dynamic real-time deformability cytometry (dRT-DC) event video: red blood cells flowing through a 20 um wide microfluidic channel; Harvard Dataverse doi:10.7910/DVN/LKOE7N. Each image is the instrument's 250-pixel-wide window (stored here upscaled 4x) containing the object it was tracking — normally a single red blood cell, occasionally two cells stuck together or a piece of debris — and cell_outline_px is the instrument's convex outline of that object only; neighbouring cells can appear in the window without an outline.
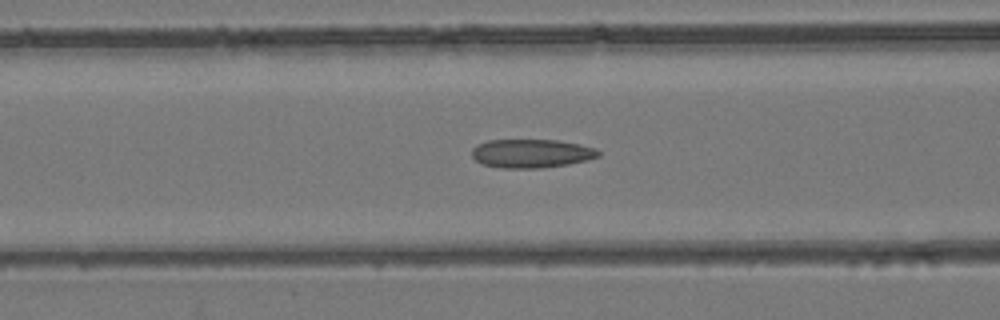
{"species": "common noctule bat (a hibernating species)", "species_latin": "Nyctalus noctula", "temperature_condition": "room temperature", "stored_images_in_passage": 52, "camera_frame_rate_fps": 3000, "um_per_image_px": 0.085, "animal": {"sex": "female", "body_mass_g": 24.6, "forearm_length_mm": 56.2}, "frame": {"image": 1, "passage_image": 21, "time_ms": 6.667, "image_size_px": [1000, 320], "cell_outline_px": [[600, 156], [588, 160], [568, 164], [540, 168], [504, 168], [484, 164], [476, 160], [472, 156], [472, 148], [476, 144], [488, 140], [556, 140], [596, 148], [600, 152]], "centroid_in_image_um": [45.16, 13.04], "position_along_channel_um": 121.4, "area_um2": 21.04}}
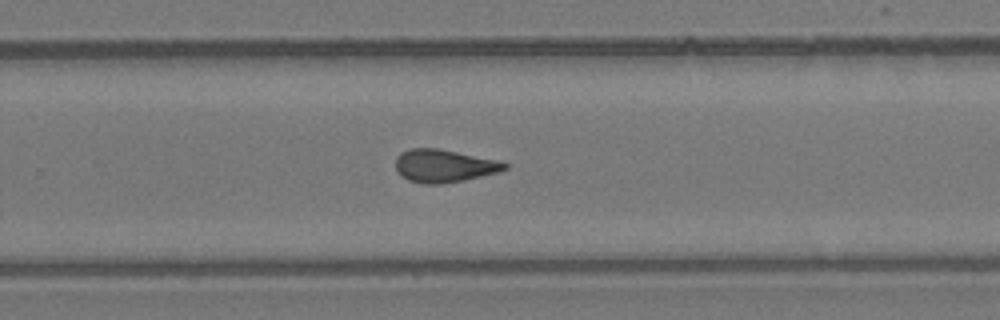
{"frame": {"image": 2, "passage_image": 34, "time_ms": 11.0, "image_size_px": [1000, 320], "cell_outline_px": [[508, 168], [500, 172], [464, 180], [440, 184], [424, 184], [408, 180], [396, 168], [396, 156], [400, 152], [408, 148], [436, 148], [500, 160], [508, 164]], "centroid_in_image_um": [37.77, 14.09], "position_along_channel_um": 292.0, "area_um2": 20.92}}
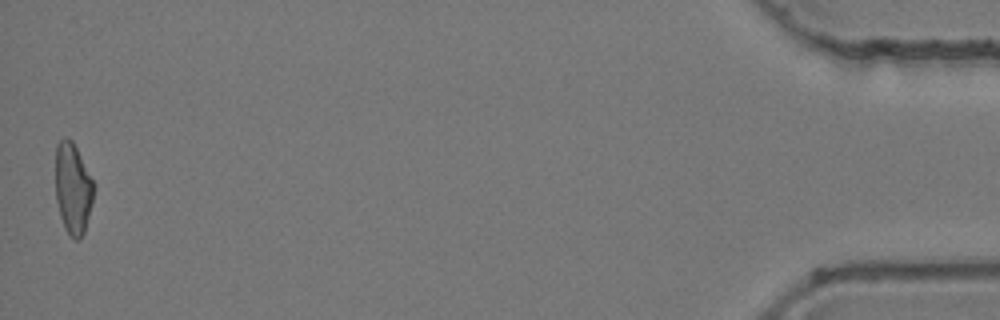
{"frame": {"image": 3, "passage_image": 52, "time_ms": 17.0, "image_size_px": [1000, 320], "cell_outline_px": [[96, 184], [84, 232], [80, 240], [76, 240], [64, 228], [60, 216], [56, 200], [56, 144], [64, 136], [68, 136], [72, 140]], "centroid_in_image_um": [6.2, 15.97], "position_along_channel_um": 429.0, "area_um2": 20.4}, "authors_computed_cell_mechanics": {"area_um2": 21.0103, "velocity_mm_per_s": 3.9434, "shape_relaxation_time_tau1_ms": null, "shape_relaxation_time_tau2_ms": 2.0267, "deformation_change_tau1": null, "deformation_change_tau2": 0.0965}}